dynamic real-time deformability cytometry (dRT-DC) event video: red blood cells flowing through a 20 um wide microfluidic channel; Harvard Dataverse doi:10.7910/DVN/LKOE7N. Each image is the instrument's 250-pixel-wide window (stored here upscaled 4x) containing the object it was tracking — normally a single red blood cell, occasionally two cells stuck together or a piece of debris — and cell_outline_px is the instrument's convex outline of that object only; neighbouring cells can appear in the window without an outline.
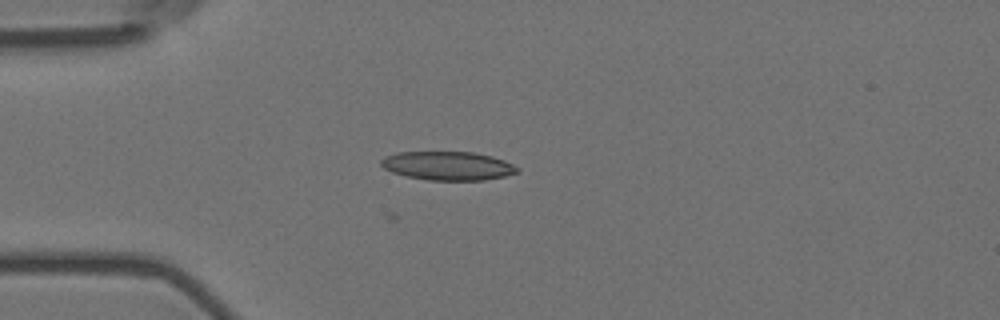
{"species": "Egyptian fruit bat (a non-hibernating species)", "species_latin": "Rousettus aegyptiacus", "temperature_condition": "room temperature", "stored_images_in_passage": 9, "camera_frame_rate_fps": 3000, "um_per_image_px": 0.085, "animal": {"sex": "female"}, "frame": {"image": 1, "passage_image": 5, "time_ms": 1.333, "image_size_px": [1000, 320], "cell_outline_px": [[520, 168], [516, 172], [504, 176], [484, 180], [428, 180], [408, 176], [392, 172], [384, 168], [380, 164], [380, 160], [384, 156], [396, 152], [472, 152], [492, 156], [504, 160]], "centroid_in_image_um": [38.04, 14.08], "position_along_channel_um": 47.0, "area_um2": 22.72}}
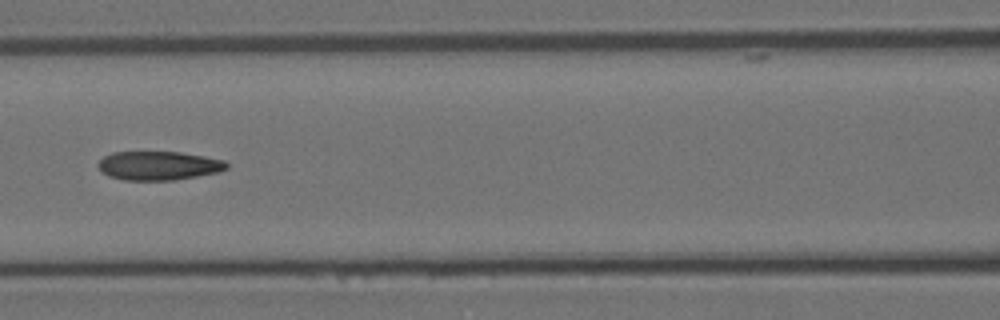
{"frame": {"image": 2, "passage_image": 8, "time_ms": 2.333, "image_size_px": [1000, 320], "cell_outline_px": [[228, 168], [220, 172], [172, 180], [124, 180], [108, 176], [96, 164], [104, 156], [112, 152], [180, 152], [204, 156], [224, 160], [228, 164]], "centroid_in_image_um": [13.49, 14.08], "position_along_channel_um": 153.1, "area_um2": 21.56}}
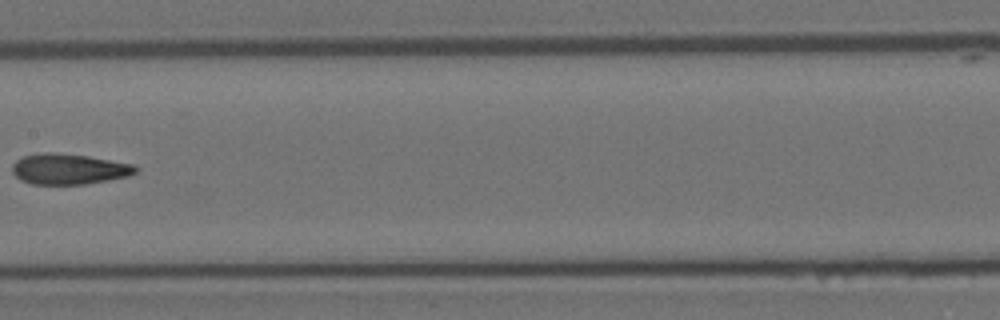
{"frame": {"image": 3, "passage_image": 9, "time_ms": 2.667, "image_size_px": [1000, 320], "cell_outline_px": [[140, 168], [136, 172], [128, 176], [108, 180], [84, 184], [32, 184], [20, 180], [12, 172], [12, 164], [16, 160], [24, 156], [44, 152], [52, 152], [88, 156], [132, 164]], "centroid_in_image_um": [5.84, 14.37], "position_along_channel_um": 201.6, "area_um2": 21.96}}